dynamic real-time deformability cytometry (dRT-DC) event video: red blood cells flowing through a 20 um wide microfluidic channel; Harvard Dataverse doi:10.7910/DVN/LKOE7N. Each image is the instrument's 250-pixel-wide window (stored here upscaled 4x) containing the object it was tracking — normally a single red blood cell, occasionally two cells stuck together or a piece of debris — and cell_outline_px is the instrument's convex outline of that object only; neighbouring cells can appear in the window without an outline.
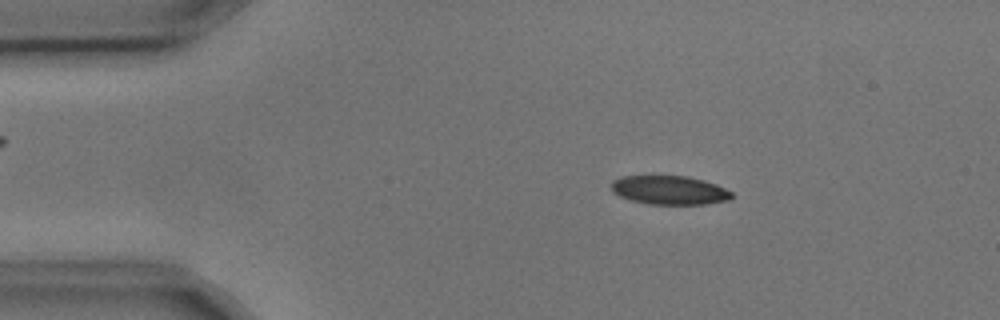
{"species": "common noctule bat (a hibernating species)", "species_latin": "Nyctalus noctula", "temperature_condition": "cold", "stored_images_in_passage": 3, "camera_frame_rate_fps": 3000, "um_per_image_px": 0.085, "animal": {"sex": "male", "body_mass_g": 17.9, "forearm_length_mm": 54.2}, "frame": {"image": 1, "passage_image": 2, "time_ms": 0.333, "image_size_px": [1000, 320], "cell_outline_px": [[736, 196], [728, 200], [704, 204], [648, 204], [632, 200], [620, 196], [612, 192], [612, 180], [620, 176], [688, 176], [704, 180], [716, 184], [732, 192]], "centroid_in_image_um": [56.92, 16.16], "position_along_channel_um": 28.1, "area_um2": 20.29}}